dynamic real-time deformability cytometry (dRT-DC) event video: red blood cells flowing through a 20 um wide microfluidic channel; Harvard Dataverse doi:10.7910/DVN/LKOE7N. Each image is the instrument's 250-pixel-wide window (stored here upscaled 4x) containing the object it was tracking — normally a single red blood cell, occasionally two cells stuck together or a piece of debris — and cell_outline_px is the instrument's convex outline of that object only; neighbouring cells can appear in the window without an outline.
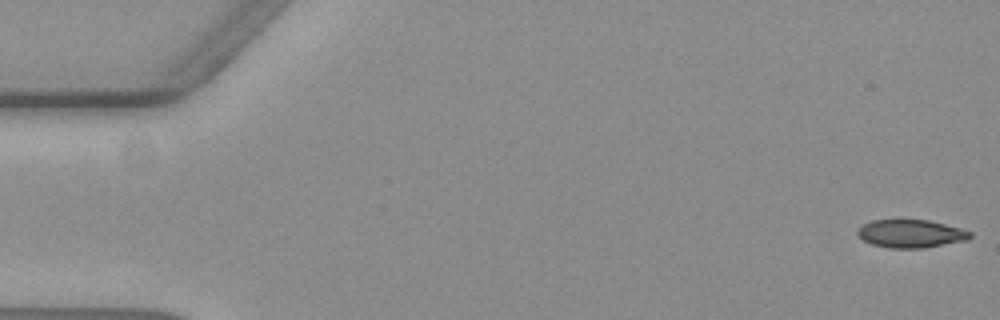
{"species": "common noctule bat (a hibernating species)", "species_latin": "Nyctalus noctula", "temperature_condition": "warm", "stored_images_in_passage": 57, "camera_frame_rate_fps": 3000, "um_per_image_px": 0.085, "animal": {"sex": "female", "body_mass_g": 19.3, "forearm_length_mm": 54.1}, "frame": {"image": 1, "passage_image": 1, "time_ms": 0.0, "image_size_px": [1000, 320], "cell_outline_px": [[972, 236], [968, 240], [924, 248], [888, 248], [872, 244], [864, 240], [856, 232], [864, 224], [872, 220], [928, 220], [960, 228], [972, 232]], "centroid_in_image_um": [77.45, 19.87], "position_along_channel_um": 7.5, "area_um2": 18.26}}
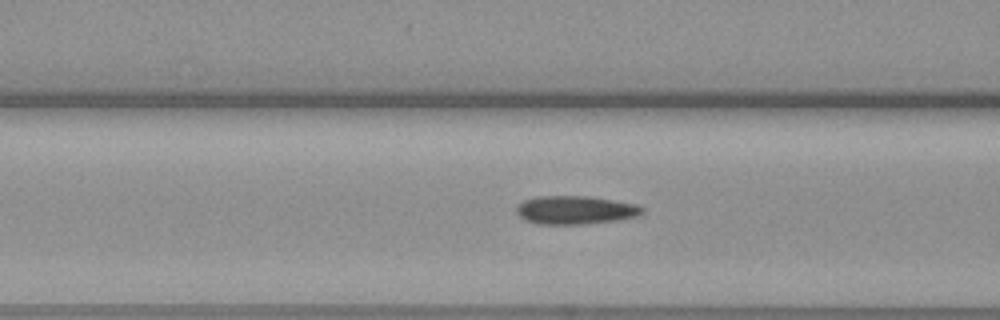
{"frame": {"image": 2, "passage_image": 22, "time_ms": 7.0, "image_size_px": [1000, 320], "cell_outline_px": [[644, 212], [636, 216], [616, 220], [588, 224], [540, 224], [524, 220], [516, 212], [516, 204], [524, 200], [536, 196], [588, 196], [636, 204], [644, 208]], "centroid_in_image_um": [48.86, 17.85], "position_along_channel_um": 117.7, "area_um2": 20.87}}
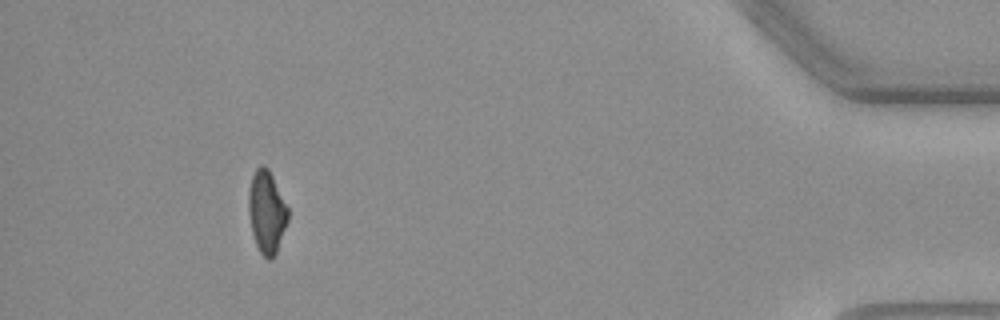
{"frame": {"image": 3, "passage_image": 52, "time_ms": 17.0, "image_size_px": [1000, 320], "cell_outline_px": [[288, 220], [276, 252], [268, 260], [260, 252], [256, 244], [252, 232], [248, 212], [248, 192], [252, 176], [256, 168], [260, 164], [264, 164], [268, 168], [288, 208]], "centroid_in_image_um": [22.65, 17.98], "position_along_channel_um": 412.6, "area_um2": 18.73}, "authors_computed_cell_mechanics": {"area_um2": 19.7676, "velocity_mm_per_s": 3.6154, "shape_relaxation_time_tau1_ms": null, "shape_relaxation_time_tau2_ms": 2.8669, "deformation_change_tau1": null, "deformation_change_tau2": 0.081}}